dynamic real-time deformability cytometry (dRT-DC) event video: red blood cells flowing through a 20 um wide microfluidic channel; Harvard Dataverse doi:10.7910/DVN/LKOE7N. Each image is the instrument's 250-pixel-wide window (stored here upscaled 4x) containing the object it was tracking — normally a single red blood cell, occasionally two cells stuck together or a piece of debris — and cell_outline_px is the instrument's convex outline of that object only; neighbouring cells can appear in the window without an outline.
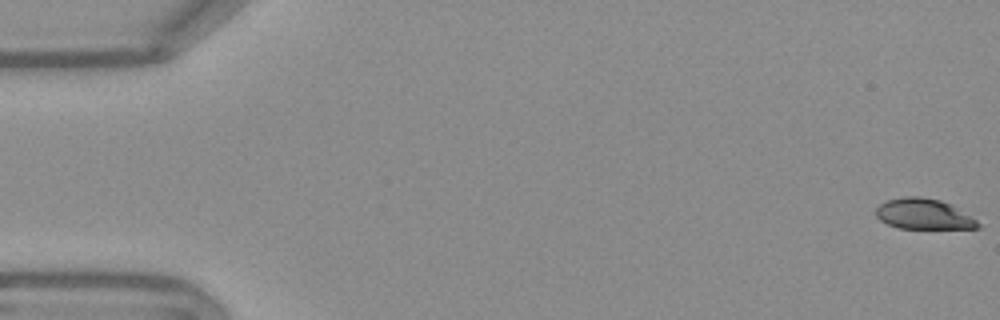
{"species": "Egyptian fruit bat (a non-hibernating species)", "species_latin": "Rousettus aegyptiacus", "temperature_condition": "warm", "stored_images_in_passage": 54, "camera_frame_rate_fps": 3000, "um_per_image_px": 0.085, "frame": {"image": 1, "passage_image": 1, "time_ms": 0.0, "image_size_px": [1000, 320], "cell_outline_px": [[984, 224], [980, 228], [900, 228], [888, 224], [880, 220], [876, 216], [876, 208], [884, 200], [904, 196], [920, 196], [940, 200], [952, 204], [972, 216]], "centroid_in_image_um": [78.55, 18.18], "position_along_channel_um": 6.4, "area_um2": 18.44}}
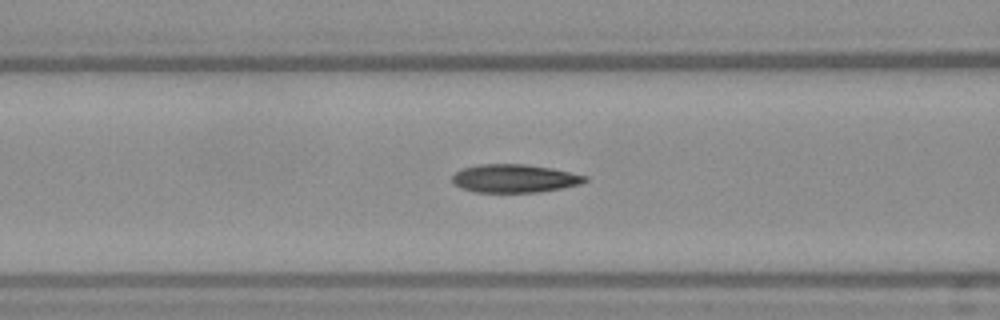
{"frame": {"image": 2, "passage_image": 22, "time_ms": 7.0, "image_size_px": [1000, 320], "cell_outline_px": [[588, 180], [580, 184], [540, 192], [476, 192], [460, 188], [452, 184], [452, 176], [460, 168], [480, 164], [524, 164], [552, 168], [588, 176]], "centroid_in_image_um": [43.7, 15.16], "position_along_channel_um": 122.9, "area_um2": 21.96}}
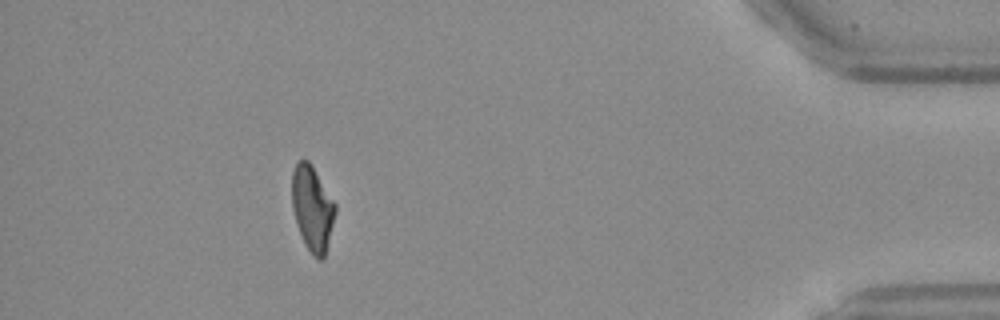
{"frame": {"image": 3, "passage_image": 49, "time_ms": 16.0, "image_size_px": [1000, 320], "cell_outline_px": [[336, 212], [324, 256], [320, 260], [308, 248], [296, 224], [292, 208], [292, 172], [296, 164], [300, 160], [308, 160], [336, 204]], "centroid_in_image_um": [26.54, 17.67], "position_along_channel_um": 408.7, "area_um2": 20.87}, "authors_computed_cell_mechanics": {"area_um2": 21.675, "velocity_mm_per_s": 3.7899, "shape_relaxation_time_tau1_ms": null, "shape_relaxation_time_tau2_ms": 2.1476, "deformation_change_tau1": null, "deformation_change_tau2": 0.0866}}